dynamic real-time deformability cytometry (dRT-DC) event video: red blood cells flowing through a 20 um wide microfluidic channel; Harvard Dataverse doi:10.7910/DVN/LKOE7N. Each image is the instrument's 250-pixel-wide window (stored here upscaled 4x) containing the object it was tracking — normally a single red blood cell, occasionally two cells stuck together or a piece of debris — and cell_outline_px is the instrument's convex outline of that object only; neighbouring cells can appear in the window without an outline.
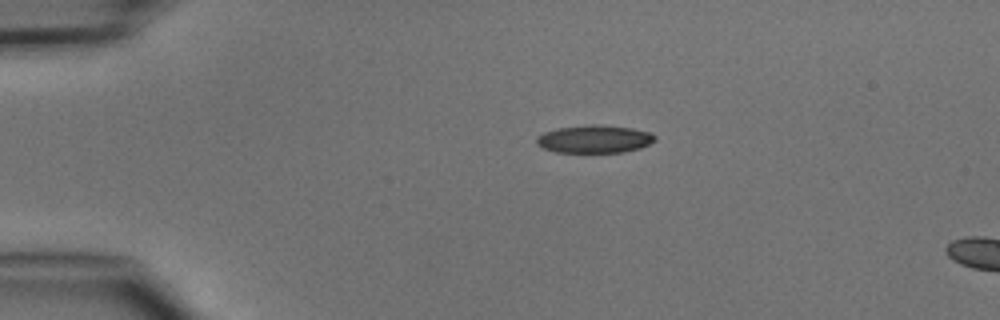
{"species": "common noctule bat (a hibernating species)", "species_latin": "Nyctalus noctula", "temperature_condition": "cold", "stored_images_in_passage": 4, "camera_frame_rate_fps": 3000, "um_per_image_px": 0.085, "animal": {"sex": "male", "body_mass_g": 15.6}, "frame": {"image": 1, "passage_image": 4, "time_ms": 3.667, "image_size_px": [1000, 320], "cell_outline_px": [[656, 140], [640, 148], [624, 152], [556, 152], [544, 148], [536, 144], [536, 136], [544, 132], [556, 128], [592, 124], [596, 124], [632, 128], [648, 132], [656, 136]], "centroid_in_image_um": [50.5, 11.81], "position_along_channel_um": 34.5, "area_um2": 19.19}}